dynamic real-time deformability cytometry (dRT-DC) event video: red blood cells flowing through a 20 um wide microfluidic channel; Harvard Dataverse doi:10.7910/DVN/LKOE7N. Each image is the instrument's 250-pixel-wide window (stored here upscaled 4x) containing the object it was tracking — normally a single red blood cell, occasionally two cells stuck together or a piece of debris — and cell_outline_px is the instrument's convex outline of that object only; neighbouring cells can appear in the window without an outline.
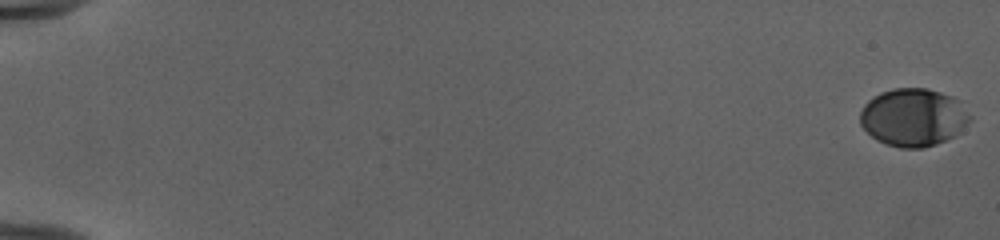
{"species": "human", "species_latin": "Homo sapiens", "temperature_condition": "cold", "stored_images_in_passage": 54, "camera_frame_rate_fps": 3000, "um_per_image_px": 0.085, "donor": {"sex": "female"}, "frame": {"image": 1, "passage_image": 1, "time_ms": 0.0, "image_size_px": [1000, 240], "cell_outline_px": [[972, 120], [956, 136], [936, 144], [924, 148], [900, 148], [884, 144], [876, 140], [860, 124], [860, 112], [864, 104], [868, 100], [880, 92], [892, 88], [928, 88], [952, 96], [960, 100], [972, 116]], "centroid_in_image_um": [77.66, 9.97], "position_along_channel_um": 7.3, "area_um2": 37.63}}
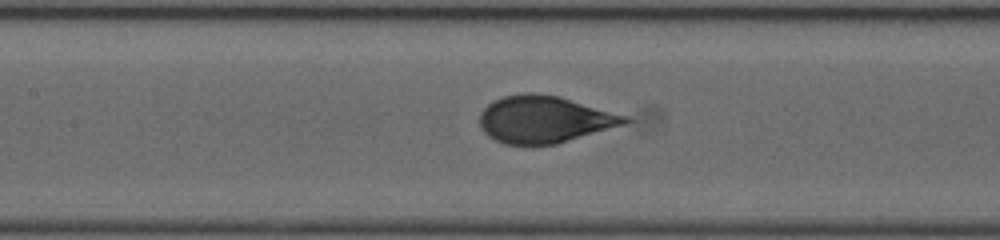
{"frame": {"image": 2, "passage_image": 28, "time_ms": 9.0, "image_size_px": [1000, 240], "cell_outline_px": [[632, 120], [624, 124], [556, 144], [504, 144], [488, 136], [480, 128], [480, 112], [488, 104], [504, 96], [524, 92], [536, 92], [560, 96], [628, 116]], "centroid_in_image_um": [46.25, 10.13], "position_along_channel_um": 161.1, "area_um2": 39.65}}
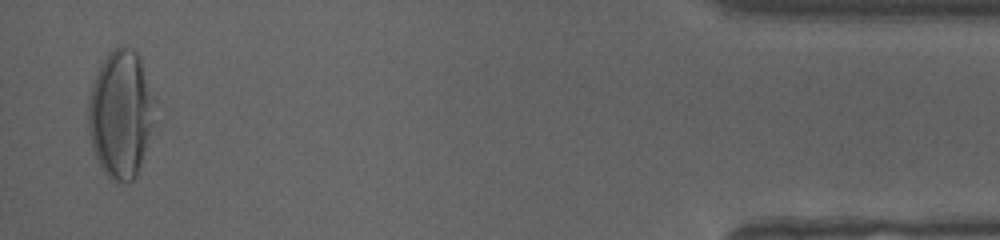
{"frame": {"image": 3, "passage_image": 53, "time_ms": 17.333, "image_size_px": [1000, 240], "cell_outline_px": [[152, 124], [140, 164], [136, 176], [132, 180], [124, 184], [112, 180], [100, 168], [92, 148], [88, 132], [88, 100], [92, 84], [100, 64], [120, 44], [132, 48], [136, 52], [140, 60], [148, 100]], "centroid_in_image_um": [10.14, 9.77], "position_along_channel_um": 425.1, "area_um2": 47.45}, "authors_computed_cell_mechanics": {"area_um2": 39.5063, "velocity_mm_per_s": 3.9911, "shape_relaxation_time_tau1_ms": 4.1379, "shape_relaxation_time_tau2_ms": null, "deformation_change_tau1": 0.2011, "deformation_change_tau2": null}}